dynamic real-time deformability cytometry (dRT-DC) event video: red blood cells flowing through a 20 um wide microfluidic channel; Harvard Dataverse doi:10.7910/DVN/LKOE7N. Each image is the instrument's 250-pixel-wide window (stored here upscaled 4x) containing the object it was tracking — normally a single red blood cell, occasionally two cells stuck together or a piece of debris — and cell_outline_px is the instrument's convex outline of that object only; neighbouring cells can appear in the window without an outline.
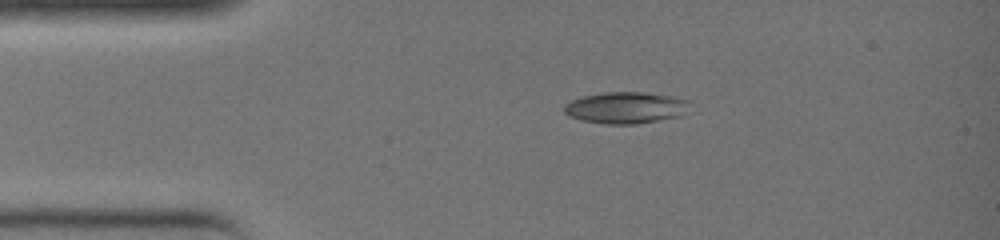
{"species": "common noctule bat (a hibernating species)", "species_latin": "Nyctalus noctula", "temperature_condition": "warm", "stored_images_in_passage": 30, "camera_frame_rate_fps": 3000, "um_per_image_px": 0.085, "animal": {"sex": "female", "body_mass_g": 19.0, "forearm_length_mm": 51.5}, "frame": {"image": 1, "passage_image": 1, "time_ms": 0.0, "image_size_px": [1000, 240], "cell_outline_px": [[688, 100], [680, 116], [636, 124], [604, 124], [580, 120], [568, 116], [564, 112], [564, 104], [572, 100], [584, 96], [604, 92], [644, 92], [672, 96]], "centroid_in_image_um": [53.1, 9.16], "position_along_channel_um": 31.9, "area_um2": 22.83}}
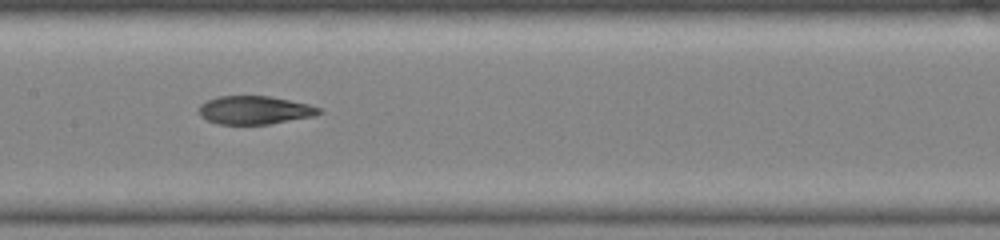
{"frame": {"image": 2, "passage_image": 12, "time_ms": 3.667, "image_size_px": [1000, 240], "cell_outline_px": [[324, 112], [316, 116], [268, 124], [216, 124], [200, 116], [196, 112], [200, 104], [216, 96], [268, 96], [308, 104], [320, 108]], "centroid_in_image_um": [21.62, 9.36], "position_along_channel_um": 185.8, "area_um2": 19.94}}
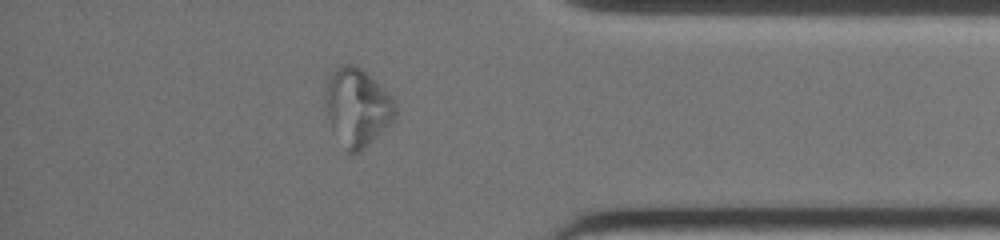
{"frame": {"image": 3, "passage_image": 25, "time_ms": 8.0, "image_size_px": [1000, 240], "cell_outline_px": [[396, 116], [360, 152], [348, 152], [332, 128], [324, 108], [324, 92], [328, 72], [336, 64], [356, 64], [384, 88], [396, 104]], "centroid_in_image_um": [30.3, 9.02], "position_along_channel_um": 404.9, "area_um2": 31.79}}